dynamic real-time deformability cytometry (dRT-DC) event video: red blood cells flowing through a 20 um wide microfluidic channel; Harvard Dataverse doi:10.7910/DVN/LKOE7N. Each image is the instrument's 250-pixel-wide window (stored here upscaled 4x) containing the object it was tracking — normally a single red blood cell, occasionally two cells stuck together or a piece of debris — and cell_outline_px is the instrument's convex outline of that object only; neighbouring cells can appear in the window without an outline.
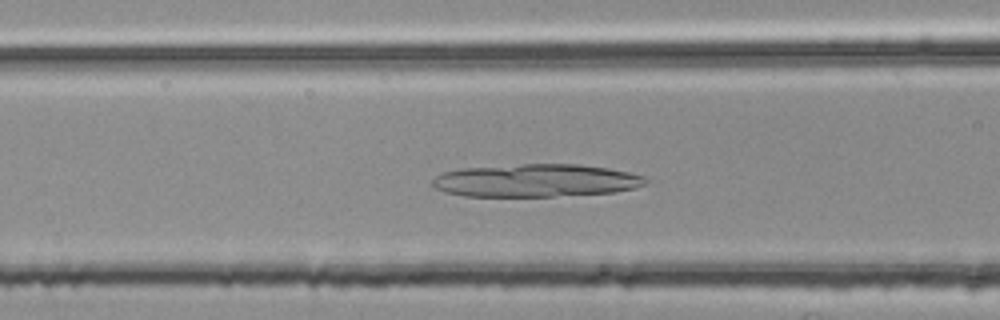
{"species": "common noctule bat (a hibernating species)", "species_latin": "Nyctalus noctula", "temperature_condition": "room temperature", "stored_images_in_passage": 40, "camera_frame_rate_fps": 3000, "um_per_image_px": 0.085, "animal": {"sex": "female", "body_mass_g": 25.1}, "frame": {"image": 1, "passage_image": 13, "time_ms": 4.0, "image_size_px": [1000, 320], "cell_outline_px": [[648, 180], [644, 184], [632, 188], [616, 192], [552, 196], [464, 196], [444, 192], [436, 188], [432, 184], [432, 180], [440, 172], [460, 168], [524, 164], [580, 164], [608, 168], [628, 172], [644, 176]], "centroid_in_image_um": [45.51, 15.34], "position_along_channel_um": 121.1, "area_um2": 40.81}}
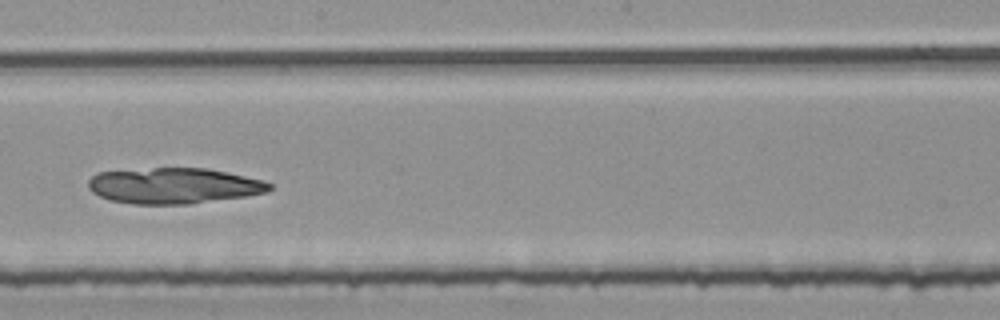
{"frame": {"image": 2, "passage_image": 22, "time_ms": 7.0, "image_size_px": [1000, 320], "cell_outline_px": [[272, 188], [268, 192], [248, 196], [188, 204], [132, 204], [108, 200], [92, 192], [88, 188], [88, 180], [96, 172], [152, 168], [208, 168], [264, 180], [272, 184]], "centroid_in_image_um": [14.77, 15.79], "position_along_channel_um": 233.4, "area_um2": 38.09}}
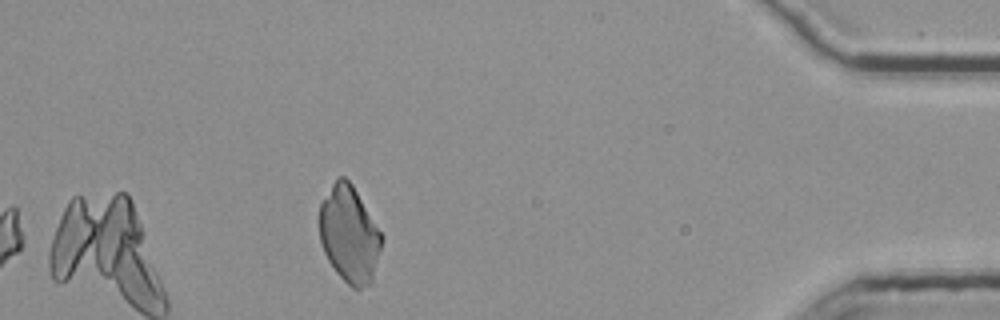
{"frame": {"image": 3, "passage_image": 40, "time_ms": 13.0, "image_size_px": [1000, 320], "cell_outline_px": [[384, 240], [372, 284], [360, 288], [352, 288], [336, 272], [328, 260], [324, 252], [320, 240], [320, 204], [336, 176], [344, 176], [352, 184], [384, 236]], "centroid_in_image_um": [29.72, 19.93], "position_along_channel_um": 405.5, "area_um2": 35.32}}